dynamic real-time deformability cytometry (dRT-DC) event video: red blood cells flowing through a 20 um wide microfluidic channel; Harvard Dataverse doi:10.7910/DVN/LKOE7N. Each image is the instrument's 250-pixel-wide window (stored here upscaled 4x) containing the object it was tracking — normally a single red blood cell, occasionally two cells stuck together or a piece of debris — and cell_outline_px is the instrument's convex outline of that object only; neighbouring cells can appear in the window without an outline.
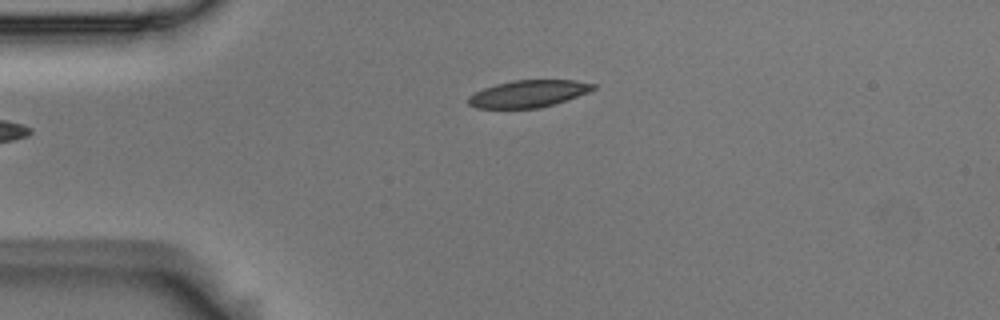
{"species": "Egyptian fruit bat (a non-hibernating species)", "species_latin": "Rousettus aegyptiacus", "temperature_condition": "room temperature", "stored_images_in_passage": 5, "camera_frame_rate_fps": 3000, "um_per_image_px": 0.085, "animal": {"sex": "male"}, "frame": {"image": 1, "passage_image": 5, "time_ms": 1.333, "image_size_px": [1000, 320], "cell_outline_px": [[596, 88], [588, 92], [540, 108], [476, 108], [468, 104], [468, 96], [484, 88], [496, 84], [512, 80], [576, 80], [596, 84]], "centroid_in_image_um": [44.89, 7.96], "position_along_channel_um": 40.1, "area_um2": 19.54}}